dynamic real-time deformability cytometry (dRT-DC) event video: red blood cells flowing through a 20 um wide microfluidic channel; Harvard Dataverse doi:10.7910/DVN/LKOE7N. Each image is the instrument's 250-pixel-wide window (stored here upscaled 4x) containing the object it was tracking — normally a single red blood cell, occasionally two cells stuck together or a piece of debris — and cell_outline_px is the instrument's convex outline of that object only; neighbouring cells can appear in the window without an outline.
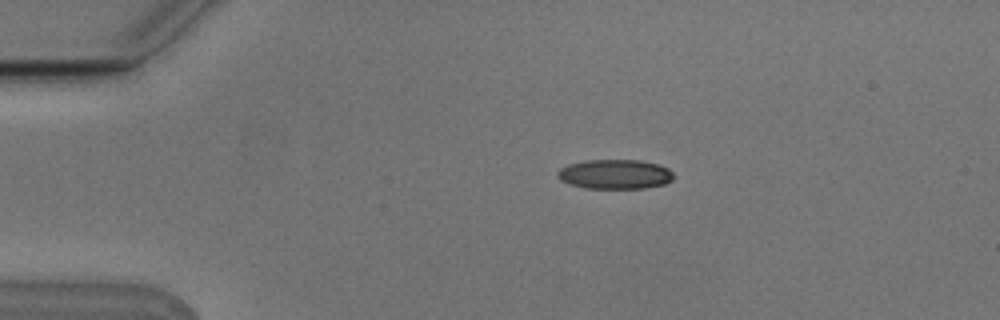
{"species": "Egyptian fruit bat (a non-hibernating species)", "species_latin": "Rousettus aegyptiacus", "temperature_condition": "cold", "stored_images_in_passage": 3, "camera_frame_rate_fps": 3000, "um_per_image_px": 0.085, "animal": {"sex": "male"}, "frame": {"image": 1, "passage_image": 1, "time_ms": 0.0, "image_size_px": [1000, 320], "cell_outline_px": [[672, 180], [664, 184], [644, 188], [584, 188], [568, 184], [560, 180], [556, 176], [556, 172], [560, 168], [568, 164], [588, 160], [640, 160], [660, 164], [668, 168], [672, 172]], "centroid_in_image_um": [52.24, 14.8], "position_along_channel_um": 32.8, "area_um2": 20.11}}
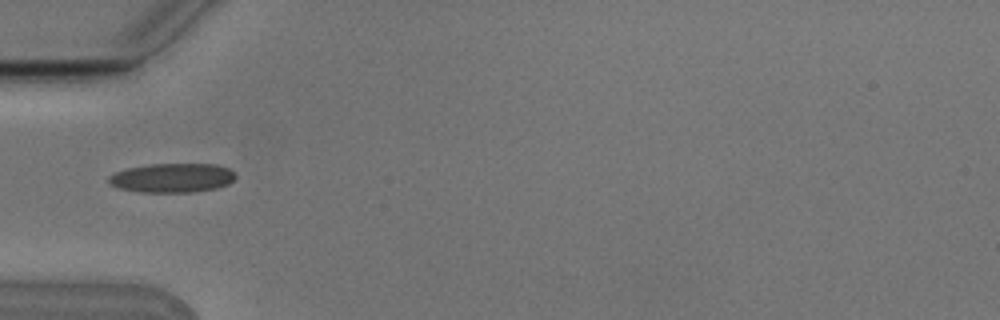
{"frame": {"image": 2, "passage_image": 3, "time_ms": 0.667, "image_size_px": [1000, 320], "cell_outline_px": [[236, 176], [228, 184], [216, 188], [196, 192], [140, 192], [120, 188], [112, 184], [108, 180], [108, 176], [116, 172], [128, 168], [148, 164], [216, 164], [228, 168]], "centroid_in_image_um": [14.65, 15.12], "position_along_channel_um": 70.4, "area_um2": 21.44}}